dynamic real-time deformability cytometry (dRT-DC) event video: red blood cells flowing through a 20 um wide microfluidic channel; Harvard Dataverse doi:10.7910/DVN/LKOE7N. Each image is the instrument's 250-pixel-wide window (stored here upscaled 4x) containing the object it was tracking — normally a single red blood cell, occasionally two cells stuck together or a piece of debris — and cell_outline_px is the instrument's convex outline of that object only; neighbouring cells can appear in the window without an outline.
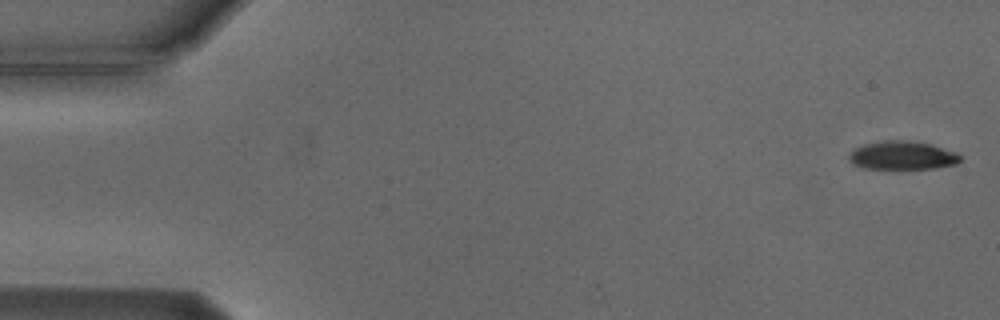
{"species": "Egyptian fruit bat (a non-hibernating species)", "species_latin": "Rousettus aegyptiacus", "temperature_condition": "cold", "stored_images_in_passage": 6, "camera_frame_rate_fps": 3000, "um_per_image_px": 0.085, "animal": {"sex": "male"}, "frame": {"image": 1, "passage_image": 1, "time_ms": 0.0, "image_size_px": [1000, 320], "cell_outline_px": [[960, 160], [956, 164], [936, 168], [864, 168], [852, 164], [848, 160], [848, 156], [856, 148], [864, 144], [884, 140], [908, 140], [932, 144], [956, 152], [960, 156]], "centroid_in_image_um": [76.7, 13.2], "position_along_channel_um": 8.3, "area_um2": 18.38}}
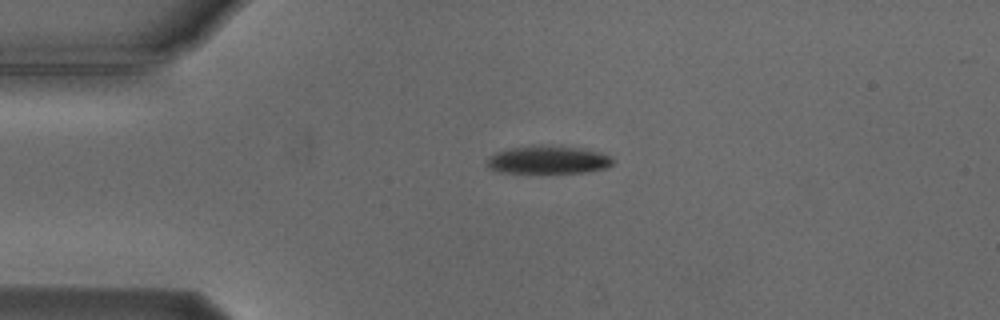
{"frame": {"image": 2, "passage_image": 4, "time_ms": 3.667, "image_size_px": [1000, 320], "cell_outline_px": [[616, 164], [608, 168], [584, 172], [540, 176], [500, 172], [488, 168], [484, 164], [488, 156], [496, 152], [508, 148], [536, 144], [540, 144], [580, 148], [600, 152], [612, 156], [616, 160]], "centroid_in_image_um": [46.57, 13.63], "position_along_channel_um": 38.4, "area_um2": 22.2}}
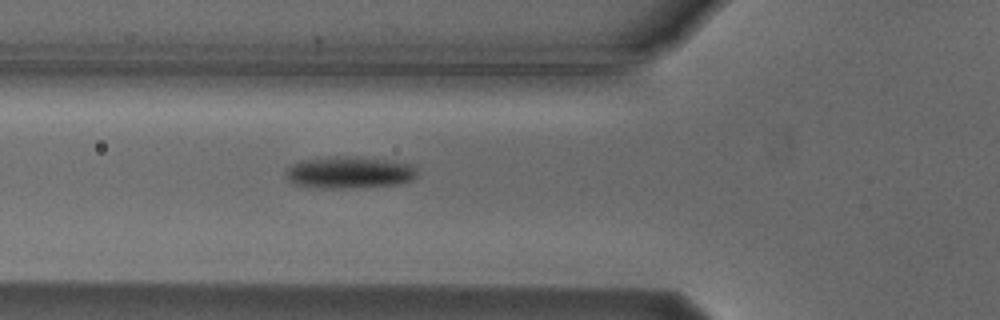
{"frame": {"image": 3, "passage_image": 6, "time_ms": 6.0, "image_size_px": [1000, 320], "cell_outline_px": [[416, 176], [408, 180], [396, 184], [328, 188], [296, 184], [288, 176], [288, 168], [292, 164], [300, 160], [332, 156], [360, 156], [408, 164], [416, 168]], "centroid_in_image_um": [29.68, 14.62], "position_along_channel_um": 96.1, "area_um2": 23.52}}